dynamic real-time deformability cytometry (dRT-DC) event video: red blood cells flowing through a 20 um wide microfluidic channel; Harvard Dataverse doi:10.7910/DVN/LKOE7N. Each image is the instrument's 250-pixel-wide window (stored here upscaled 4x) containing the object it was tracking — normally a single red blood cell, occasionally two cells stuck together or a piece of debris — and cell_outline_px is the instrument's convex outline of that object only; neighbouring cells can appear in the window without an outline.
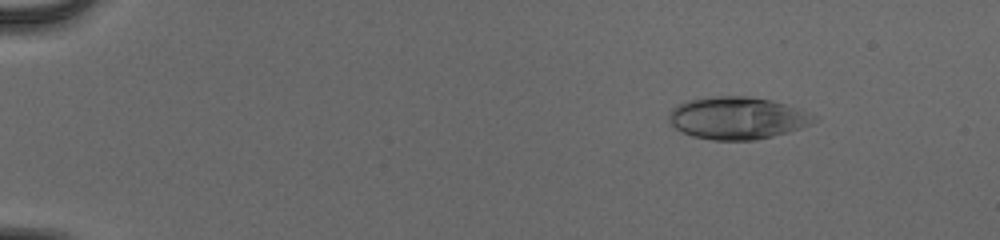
{"species": "human", "species_latin": "Homo sapiens", "temperature_condition": "cold", "stored_images_in_passage": 54, "camera_frame_rate_fps": 3000, "um_per_image_px": 0.085, "donor": {"sex": "male"}, "frame": {"image": 1, "passage_image": 8, "time_ms": 2.333, "image_size_px": [1000, 240], "cell_outline_px": [[816, 120], [812, 124], [788, 132], [756, 140], [712, 140], [692, 136], [676, 128], [668, 120], [668, 116], [672, 108], [676, 104], [688, 100], [716, 96], [748, 96], [772, 100], [808, 112], [816, 116]], "centroid_in_image_um": [62.66, 10.03], "position_along_channel_um": 22.3, "area_um2": 35.72}}
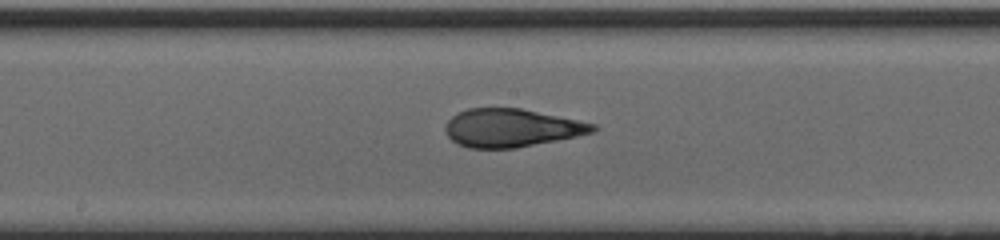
{"frame": {"image": 2, "passage_image": 31, "time_ms": 10.0, "image_size_px": [1000, 240], "cell_outline_px": [[600, 128], [596, 132], [516, 148], [468, 148], [456, 144], [444, 132], [444, 128], [448, 120], [452, 116], [468, 108], [520, 108], [596, 124]], "centroid_in_image_um": [43.46, 10.88], "position_along_channel_um": 204.7, "area_um2": 32.77}}
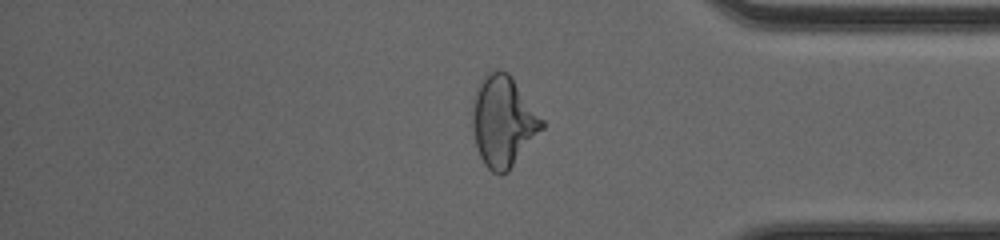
{"frame": {"image": 3, "passage_image": 46, "time_ms": 15.0, "image_size_px": [1000, 240], "cell_outline_px": [[544, 128], [508, 172], [500, 176], [492, 172], [484, 164], [480, 156], [476, 144], [472, 128], [472, 104], [476, 88], [480, 80], [492, 68], [500, 68], [508, 72], [512, 76], [544, 120]], "centroid_in_image_um": [42.77, 10.29], "position_along_channel_um": 392.4, "area_um2": 37.34}, "authors_computed_cell_mechanics": {"area_um2": 33.7552, "velocity_mm_per_s": 4.0083, "shape_relaxation_time_tau1_ms": 4.9746, "shape_relaxation_time_tau2_ms": 1.0666, "deformation_change_tau1": 0.22, "deformation_change_tau2": 0.0849}}